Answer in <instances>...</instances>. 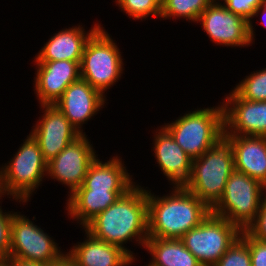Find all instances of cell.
Wrapping results in <instances>:
<instances>
[{
    "mask_svg": "<svg viewBox=\"0 0 266 266\" xmlns=\"http://www.w3.org/2000/svg\"><path fill=\"white\" fill-rule=\"evenodd\" d=\"M84 229L101 241L121 247L137 260V255L127 247V244L132 242L135 243L134 246L144 249L148 239L147 187L136 183L92 219Z\"/></svg>",
    "mask_w": 266,
    "mask_h": 266,
    "instance_id": "obj_1",
    "label": "cell"
},
{
    "mask_svg": "<svg viewBox=\"0 0 266 266\" xmlns=\"http://www.w3.org/2000/svg\"><path fill=\"white\" fill-rule=\"evenodd\" d=\"M170 188L169 193L159 196L147 187L148 237L180 239L211 212L183 186Z\"/></svg>",
    "mask_w": 266,
    "mask_h": 266,
    "instance_id": "obj_2",
    "label": "cell"
},
{
    "mask_svg": "<svg viewBox=\"0 0 266 266\" xmlns=\"http://www.w3.org/2000/svg\"><path fill=\"white\" fill-rule=\"evenodd\" d=\"M0 177L4 196L13 199L10 201L15 200L20 207L31 202L33 193L36 194L47 180V161L31 133L24 138L13 157L0 165Z\"/></svg>",
    "mask_w": 266,
    "mask_h": 266,
    "instance_id": "obj_3",
    "label": "cell"
},
{
    "mask_svg": "<svg viewBox=\"0 0 266 266\" xmlns=\"http://www.w3.org/2000/svg\"><path fill=\"white\" fill-rule=\"evenodd\" d=\"M195 108L163 126L192 159L199 158L224 136L223 106Z\"/></svg>",
    "mask_w": 266,
    "mask_h": 266,
    "instance_id": "obj_4",
    "label": "cell"
},
{
    "mask_svg": "<svg viewBox=\"0 0 266 266\" xmlns=\"http://www.w3.org/2000/svg\"><path fill=\"white\" fill-rule=\"evenodd\" d=\"M102 25L87 41L80 62L81 79L104 97L120 81L126 64L118 44ZM108 91V92H107ZM106 92V94H105Z\"/></svg>",
    "mask_w": 266,
    "mask_h": 266,
    "instance_id": "obj_5",
    "label": "cell"
},
{
    "mask_svg": "<svg viewBox=\"0 0 266 266\" xmlns=\"http://www.w3.org/2000/svg\"><path fill=\"white\" fill-rule=\"evenodd\" d=\"M234 170L233 151L223 138L199 158L193 159L190 178L183 187L211 210L222 197Z\"/></svg>",
    "mask_w": 266,
    "mask_h": 266,
    "instance_id": "obj_6",
    "label": "cell"
},
{
    "mask_svg": "<svg viewBox=\"0 0 266 266\" xmlns=\"http://www.w3.org/2000/svg\"><path fill=\"white\" fill-rule=\"evenodd\" d=\"M265 197L264 185L234 170L228 178L222 197L211 212L227 219L241 230H246L256 219Z\"/></svg>",
    "mask_w": 266,
    "mask_h": 266,
    "instance_id": "obj_7",
    "label": "cell"
},
{
    "mask_svg": "<svg viewBox=\"0 0 266 266\" xmlns=\"http://www.w3.org/2000/svg\"><path fill=\"white\" fill-rule=\"evenodd\" d=\"M242 230L212 212L180 240L202 266H214L240 237Z\"/></svg>",
    "mask_w": 266,
    "mask_h": 266,
    "instance_id": "obj_8",
    "label": "cell"
},
{
    "mask_svg": "<svg viewBox=\"0 0 266 266\" xmlns=\"http://www.w3.org/2000/svg\"><path fill=\"white\" fill-rule=\"evenodd\" d=\"M29 216L13 211L10 234L9 259H18L49 265L59 260L65 253L41 225ZM51 236V237H50Z\"/></svg>",
    "mask_w": 266,
    "mask_h": 266,
    "instance_id": "obj_9",
    "label": "cell"
},
{
    "mask_svg": "<svg viewBox=\"0 0 266 266\" xmlns=\"http://www.w3.org/2000/svg\"><path fill=\"white\" fill-rule=\"evenodd\" d=\"M87 136L80 135L47 162L48 180L52 179L66 186L67 197L82 185L90 164L99 156Z\"/></svg>",
    "mask_w": 266,
    "mask_h": 266,
    "instance_id": "obj_10",
    "label": "cell"
},
{
    "mask_svg": "<svg viewBox=\"0 0 266 266\" xmlns=\"http://www.w3.org/2000/svg\"><path fill=\"white\" fill-rule=\"evenodd\" d=\"M198 23L216 46H252L249 21L229 11L219 0H215L201 13L196 24Z\"/></svg>",
    "mask_w": 266,
    "mask_h": 266,
    "instance_id": "obj_11",
    "label": "cell"
},
{
    "mask_svg": "<svg viewBox=\"0 0 266 266\" xmlns=\"http://www.w3.org/2000/svg\"><path fill=\"white\" fill-rule=\"evenodd\" d=\"M221 103L224 135L266 136V101H248L232 89Z\"/></svg>",
    "mask_w": 266,
    "mask_h": 266,
    "instance_id": "obj_12",
    "label": "cell"
},
{
    "mask_svg": "<svg viewBox=\"0 0 266 266\" xmlns=\"http://www.w3.org/2000/svg\"><path fill=\"white\" fill-rule=\"evenodd\" d=\"M39 108V120L30 133L38 141L42 156L48 162L81 134L54 104L40 105Z\"/></svg>",
    "mask_w": 266,
    "mask_h": 266,
    "instance_id": "obj_13",
    "label": "cell"
},
{
    "mask_svg": "<svg viewBox=\"0 0 266 266\" xmlns=\"http://www.w3.org/2000/svg\"><path fill=\"white\" fill-rule=\"evenodd\" d=\"M108 99L95 90L87 81L79 79L64 91L54 105L70 121L71 125L81 134H86L83 124L93 120L103 108ZM106 104V105H105Z\"/></svg>",
    "mask_w": 266,
    "mask_h": 266,
    "instance_id": "obj_14",
    "label": "cell"
},
{
    "mask_svg": "<svg viewBox=\"0 0 266 266\" xmlns=\"http://www.w3.org/2000/svg\"><path fill=\"white\" fill-rule=\"evenodd\" d=\"M81 61L34 62V94L39 105H53L69 87L79 80Z\"/></svg>",
    "mask_w": 266,
    "mask_h": 266,
    "instance_id": "obj_15",
    "label": "cell"
},
{
    "mask_svg": "<svg viewBox=\"0 0 266 266\" xmlns=\"http://www.w3.org/2000/svg\"><path fill=\"white\" fill-rule=\"evenodd\" d=\"M152 134L151 151H154L153 157L168 184L184 186L190 178L193 159L176 143L163 125L157 126Z\"/></svg>",
    "mask_w": 266,
    "mask_h": 266,
    "instance_id": "obj_16",
    "label": "cell"
},
{
    "mask_svg": "<svg viewBox=\"0 0 266 266\" xmlns=\"http://www.w3.org/2000/svg\"><path fill=\"white\" fill-rule=\"evenodd\" d=\"M97 21L93 22L94 25L87 31L85 25L80 23L56 31L43 44L40 51L34 56L32 63L60 60L81 61L87 41L102 26V23Z\"/></svg>",
    "mask_w": 266,
    "mask_h": 266,
    "instance_id": "obj_17",
    "label": "cell"
},
{
    "mask_svg": "<svg viewBox=\"0 0 266 266\" xmlns=\"http://www.w3.org/2000/svg\"><path fill=\"white\" fill-rule=\"evenodd\" d=\"M80 230L85 234L83 242L75 243L66 252L77 266H132L138 261L121 247L93 237L84 228Z\"/></svg>",
    "mask_w": 266,
    "mask_h": 266,
    "instance_id": "obj_18",
    "label": "cell"
},
{
    "mask_svg": "<svg viewBox=\"0 0 266 266\" xmlns=\"http://www.w3.org/2000/svg\"><path fill=\"white\" fill-rule=\"evenodd\" d=\"M233 151L235 171L266 187V136L224 135Z\"/></svg>",
    "mask_w": 266,
    "mask_h": 266,
    "instance_id": "obj_19",
    "label": "cell"
},
{
    "mask_svg": "<svg viewBox=\"0 0 266 266\" xmlns=\"http://www.w3.org/2000/svg\"><path fill=\"white\" fill-rule=\"evenodd\" d=\"M97 158L90 164L86 177L76 190H130L137 182L127 169L122 156L109 160Z\"/></svg>",
    "mask_w": 266,
    "mask_h": 266,
    "instance_id": "obj_20",
    "label": "cell"
},
{
    "mask_svg": "<svg viewBox=\"0 0 266 266\" xmlns=\"http://www.w3.org/2000/svg\"><path fill=\"white\" fill-rule=\"evenodd\" d=\"M128 190H75L67 198L64 210L69 220L84 228ZM70 216V217H69ZM81 225V226H80Z\"/></svg>",
    "mask_w": 266,
    "mask_h": 266,
    "instance_id": "obj_21",
    "label": "cell"
},
{
    "mask_svg": "<svg viewBox=\"0 0 266 266\" xmlns=\"http://www.w3.org/2000/svg\"><path fill=\"white\" fill-rule=\"evenodd\" d=\"M144 248L151 257L146 266H202L180 239L148 237Z\"/></svg>",
    "mask_w": 266,
    "mask_h": 266,
    "instance_id": "obj_22",
    "label": "cell"
},
{
    "mask_svg": "<svg viewBox=\"0 0 266 266\" xmlns=\"http://www.w3.org/2000/svg\"><path fill=\"white\" fill-rule=\"evenodd\" d=\"M215 0H166L161 6V20L180 21L196 23L201 13ZM183 18V19H182Z\"/></svg>",
    "mask_w": 266,
    "mask_h": 266,
    "instance_id": "obj_23",
    "label": "cell"
},
{
    "mask_svg": "<svg viewBox=\"0 0 266 266\" xmlns=\"http://www.w3.org/2000/svg\"><path fill=\"white\" fill-rule=\"evenodd\" d=\"M233 90L248 101H266V68L244 76Z\"/></svg>",
    "mask_w": 266,
    "mask_h": 266,
    "instance_id": "obj_24",
    "label": "cell"
},
{
    "mask_svg": "<svg viewBox=\"0 0 266 266\" xmlns=\"http://www.w3.org/2000/svg\"><path fill=\"white\" fill-rule=\"evenodd\" d=\"M113 2L119 8L118 10L128 15L127 17L132 18L133 21H145L151 17L158 19L161 15V6L156 0H114Z\"/></svg>",
    "mask_w": 266,
    "mask_h": 266,
    "instance_id": "obj_25",
    "label": "cell"
},
{
    "mask_svg": "<svg viewBox=\"0 0 266 266\" xmlns=\"http://www.w3.org/2000/svg\"><path fill=\"white\" fill-rule=\"evenodd\" d=\"M214 266H251L248 245L239 237Z\"/></svg>",
    "mask_w": 266,
    "mask_h": 266,
    "instance_id": "obj_26",
    "label": "cell"
},
{
    "mask_svg": "<svg viewBox=\"0 0 266 266\" xmlns=\"http://www.w3.org/2000/svg\"><path fill=\"white\" fill-rule=\"evenodd\" d=\"M229 11L240 15L247 21L252 19L255 10L266 3V0H219Z\"/></svg>",
    "mask_w": 266,
    "mask_h": 266,
    "instance_id": "obj_27",
    "label": "cell"
},
{
    "mask_svg": "<svg viewBox=\"0 0 266 266\" xmlns=\"http://www.w3.org/2000/svg\"><path fill=\"white\" fill-rule=\"evenodd\" d=\"M2 207L0 205V259H9L13 209L6 211Z\"/></svg>",
    "mask_w": 266,
    "mask_h": 266,
    "instance_id": "obj_28",
    "label": "cell"
},
{
    "mask_svg": "<svg viewBox=\"0 0 266 266\" xmlns=\"http://www.w3.org/2000/svg\"><path fill=\"white\" fill-rule=\"evenodd\" d=\"M240 238L249 247L251 266H266V242L252 237L246 230H242Z\"/></svg>",
    "mask_w": 266,
    "mask_h": 266,
    "instance_id": "obj_29",
    "label": "cell"
},
{
    "mask_svg": "<svg viewBox=\"0 0 266 266\" xmlns=\"http://www.w3.org/2000/svg\"><path fill=\"white\" fill-rule=\"evenodd\" d=\"M246 231L252 237L266 242V197L261 204L256 219L247 227Z\"/></svg>",
    "mask_w": 266,
    "mask_h": 266,
    "instance_id": "obj_30",
    "label": "cell"
},
{
    "mask_svg": "<svg viewBox=\"0 0 266 266\" xmlns=\"http://www.w3.org/2000/svg\"><path fill=\"white\" fill-rule=\"evenodd\" d=\"M260 17L259 21L260 23L262 24V26H265L266 28V3L264 5H261L259 6L256 10H255V13L254 15L252 16V19L249 21V36H250V40H251V43H255V36H256V29L254 27V24H253V21L255 19L253 18H257V17Z\"/></svg>",
    "mask_w": 266,
    "mask_h": 266,
    "instance_id": "obj_31",
    "label": "cell"
},
{
    "mask_svg": "<svg viewBox=\"0 0 266 266\" xmlns=\"http://www.w3.org/2000/svg\"><path fill=\"white\" fill-rule=\"evenodd\" d=\"M48 266H77L75 262L65 253L59 260L50 263Z\"/></svg>",
    "mask_w": 266,
    "mask_h": 266,
    "instance_id": "obj_32",
    "label": "cell"
},
{
    "mask_svg": "<svg viewBox=\"0 0 266 266\" xmlns=\"http://www.w3.org/2000/svg\"><path fill=\"white\" fill-rule=\"evenodd\" d=\"M11 266H48L43 263H36V262H30V261H24V260H18V259H10Z\"/></svg>",
    "mask_w": 266,
    "mask_h": 266,
    "instance_id": "obj_33",
    "label": "cell"
},
{
    "mask_svg": "<svg viewBox=\"0 0 266 266\" xmlns=\"http://www.w3.org/2000/svg\"><path fill=\"white\" fill-rule=\"evenodd\" d=\"M0 266H11L10 259H0Z\"/></svg>",
    "mask_w": 266,
    "mask_h": 266,
    "instance_id": "obj_34",
    "label": "cell"
},
{
    "mask_svg": "<svg viewBox=\"0 0 266 266\" xmlns=\"http://www.w3.org/2000/svg\"><path fill=\"white\" fill-rule=\"evenodd\" d=\"M6 198L3 194L2 187H1V177H0V205H2L3 199ZM2 201V202H1Z\"/></svg>",
    "mask_w": 266,
    "mask_h": 266,
    "instance_id": "obj_35",
    "label": "cell"
},
{
    "mask_svg": "<svg viewBox=\"0 0 266 266\" xmlns=\"http://www.w3.org/2000/svg\"><path fill=\"white\" fill-rule=\"evenodd\" d=\"M165 1H166V0H156V2H157L160 6H162V5L165 3Z\"/></svg>",
    "mask_w": 266,
    "mask_h": 266,
    "instance_id": "obj_36",
    "label": "cell"
}]
</instances>
